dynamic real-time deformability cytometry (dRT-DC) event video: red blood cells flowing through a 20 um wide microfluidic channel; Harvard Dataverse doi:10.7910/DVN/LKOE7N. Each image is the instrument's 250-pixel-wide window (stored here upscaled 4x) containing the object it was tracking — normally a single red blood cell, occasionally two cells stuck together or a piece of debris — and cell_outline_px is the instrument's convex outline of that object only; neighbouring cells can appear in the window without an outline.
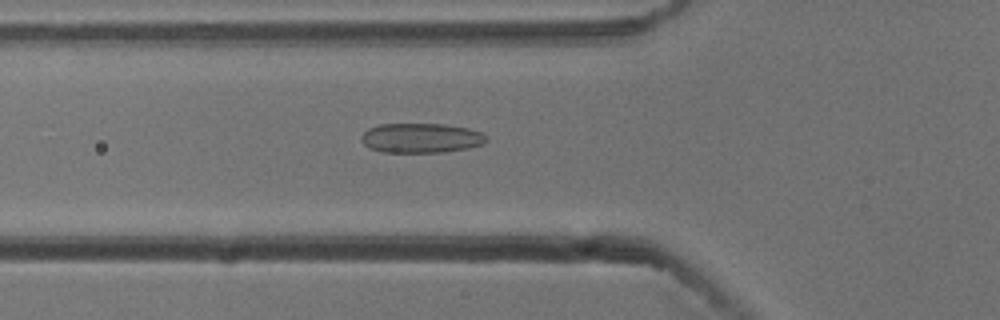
{"species": "common noctule bat (a hibernating species)", "species_latin": "Nyctalus noctula", "temperature_condition": "cold", "stored_images_in_passage": 54, "camera_frame_rate_fps": 3000, "um_per_image_px": 0.085, "animal": {"sex": "male", "body_mass_g": 13.3}, "frame": {"image": 1, "passage_image": 19, "time_ms": 6.0, "image_size_px": [1000, 320], "cell_outline_px": [[488, 140], [480, 144], [468, 148], [444, 152], [384, 152], [368, 148], [360, 140], [360, 136], [368, 128], [380, 124], [444, 124], [468, 128], [480, 132], [488, 136]], "centroid_in_image_um": [35.76, 11.73], "position_along_channel_um": 90.0, "area_um2": 21.68}}
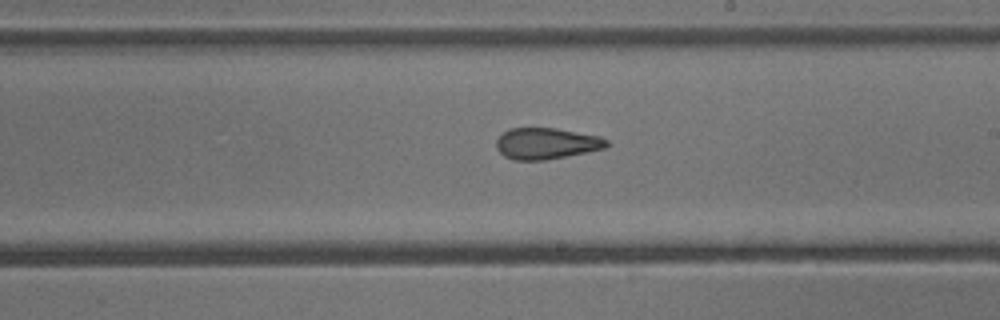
{"frame": {"image": 2, "passage_image": 31, "time_ms": 10.0, "image_size_px": [1000, 320], "cell_outline_px": [[608, 144], [604, 148], [544, 160], [512, 160], [504, 156], [496, 148], [496, 140], [504, 132], [512, 128], [556, 128], [600, 136], [608, 140]], "centroid_in_image_um": [46.41, 12.19], "position_along_channel_um": 242.6, "area_um2": 19.88}}
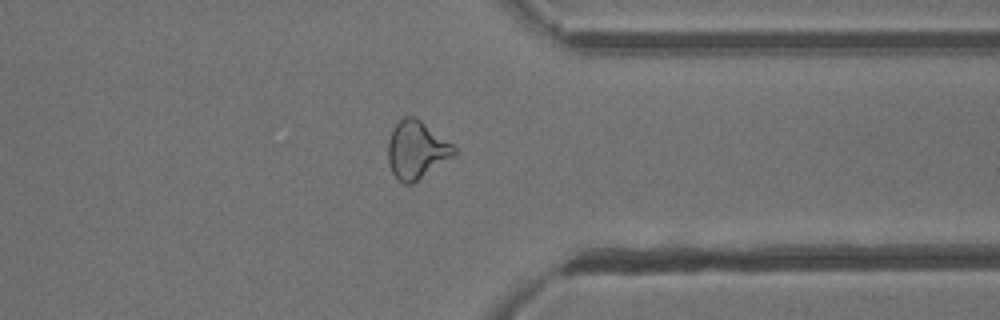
{"frame": {"image": 3, "passage_image": 42, "time_ms": 13.667, "image_size_px": [1000, 320], "cell_outline_px": [[456, 156], [412, 184], [404, 184], [392, 172], [388, 164], [388, 140], [392, 128], [404, 116], [416, 116], [452, 144], [456, 148]], "centroid_in_image_um": [35.41, 12.74], "position_along_channel_um": 376.0, "area_um2": 22.43}, "authors_computed_cell_mechanics": {"area_um2": 22.2819, "velocity_mm_per_s": 3.7898, "shape_relaxation_time_tau1_ms": null, "shape_relaxation_time_tau2_ms": 2.5237, "deformation_change_tau1": null, "deformation_change_tau2": 0.1012}}